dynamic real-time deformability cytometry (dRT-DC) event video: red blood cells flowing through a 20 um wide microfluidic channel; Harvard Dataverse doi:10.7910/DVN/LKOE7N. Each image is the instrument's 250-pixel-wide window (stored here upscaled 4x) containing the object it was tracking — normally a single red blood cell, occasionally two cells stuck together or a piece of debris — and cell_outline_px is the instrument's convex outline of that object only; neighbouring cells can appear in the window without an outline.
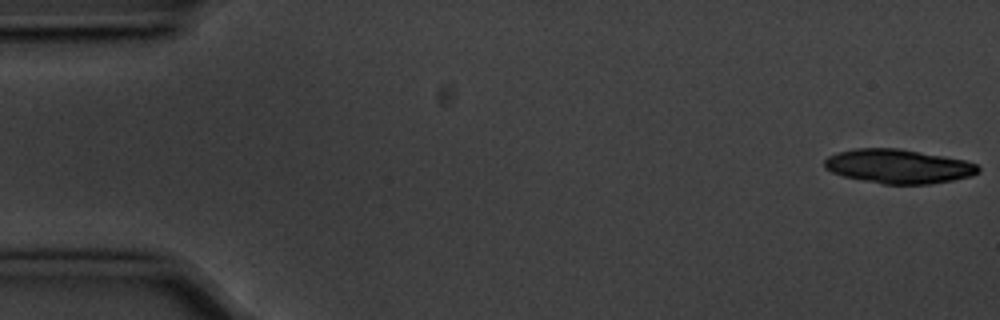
{"species": "common noctule bat (a hibernating species)", "species_latin": "Nyctalus noctula", "temperature_condition": "cold", "stored_images_in_passage": 52, "camera_frame_rate_fps": 3000, "um_per_image_px": 0.085, "animal": {"sex": "male", "body_mass_g": 20.1, "forearm_length_mm": 53.5}, "frame": {"image": 1, "passage_image": 1, "time_ms": 0.0, "image_size_px": [1000, 320], "cell_outline_px": [[980, 172], [972, 176], [952, 180], [928, 184], [884, 184], [844, 176], [832, 172], [824, 168], [824, 160], [828, 156], [840, 152], [856, 148], [896, 148], [944, 156], [964, 160], [976, 164], [980, 168]], "centroid_in_image_um": [76.37, 14.14], "position_along_channel_um": 8.6, "area_um2": 30.35}}
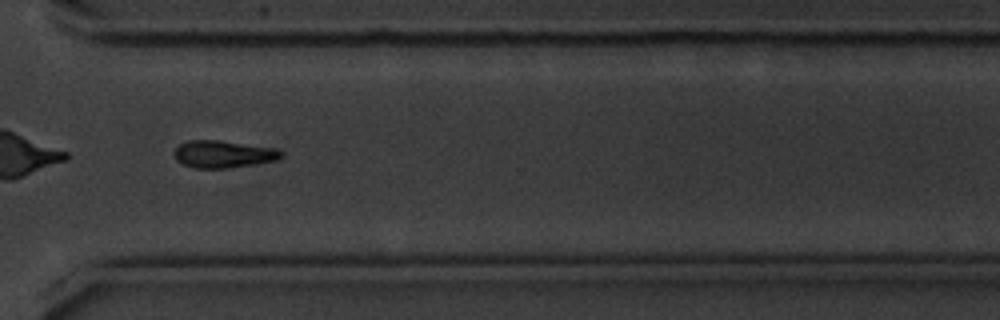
{"frame": {"image": 2, "passage_image": 41, "time_ms": 13.333, "image_size_px": [1000, 320], "cell_outline_px": [[284, 152], [276, 160], [252, 164], [224, 168], [192, 168], [176, 160], [172, 152], [180, 144], [188, 140], [220, 140], [276, 148]], "centroid_in_image_um": [18.93, 13.09], "position_along_channel_um": 351.7, "area_um2": 16.94}}